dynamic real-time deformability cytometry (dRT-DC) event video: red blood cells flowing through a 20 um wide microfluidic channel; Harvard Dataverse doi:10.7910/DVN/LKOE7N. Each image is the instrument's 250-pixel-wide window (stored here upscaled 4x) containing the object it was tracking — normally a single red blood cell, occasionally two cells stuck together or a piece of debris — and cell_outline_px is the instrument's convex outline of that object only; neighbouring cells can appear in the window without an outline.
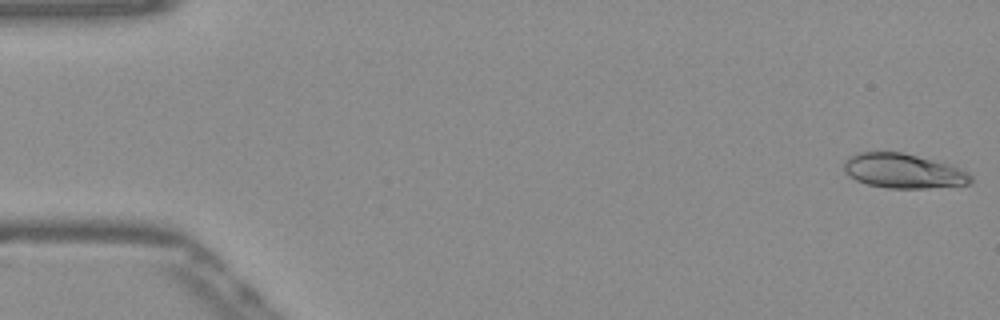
{"species": "Egyptian fruit bat (a non-hibernating species)", "species_latin": "Rousettus aegyptiacus", "temperature_condition": "warm", "stored_images_in_passage": 52, "camera_frame_rate_fps": 3000, "um_per_image_px": 0.085, "frame": {"image": 1, "passage_image": 1, "time_ms": 0.0, "image_size_px": [1000, 320], "cell_outline_px": [[972, 180], [968, 184], [928, 188], [888, 188], [868, 184], [856, 180], [848, 176], [844, 172], [844, 160], [848, 156], [860, 152], [900, 152], [932, 160], [968, 172], [972, 176]], "centroid_in_image_um": [76.71, 14.54], "position_along_channel_um": 8.3, "area_um2": 25.2}}
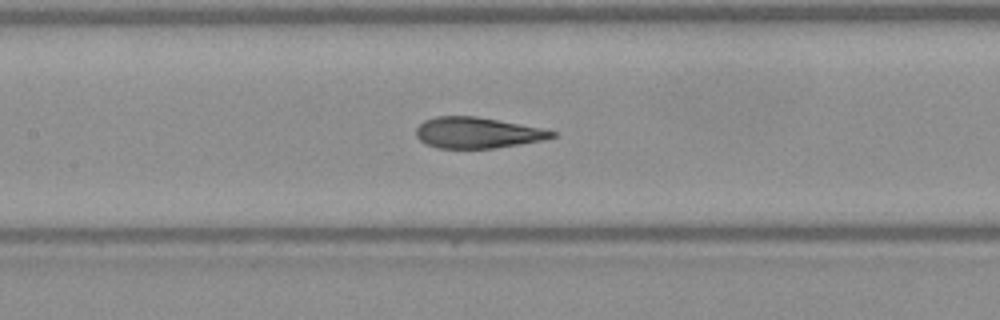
{"frame": {"image": 2, "passage_image": 24, "time_ms": 7.667, "image_size_px": [1000, 320], "cell_outline_px": [[556, 136], [544, 140], [496, 148], [436, 148], [424, 144], [416, 136], [416, 128], [424, 120], [436, 116], [476, 116], [520, 124], [540, 128], [556, 132]], "centroid_in_image_um": [40.54, 11.29], "position_along_channel_um": 166.9, "area_um2": 24.51}}
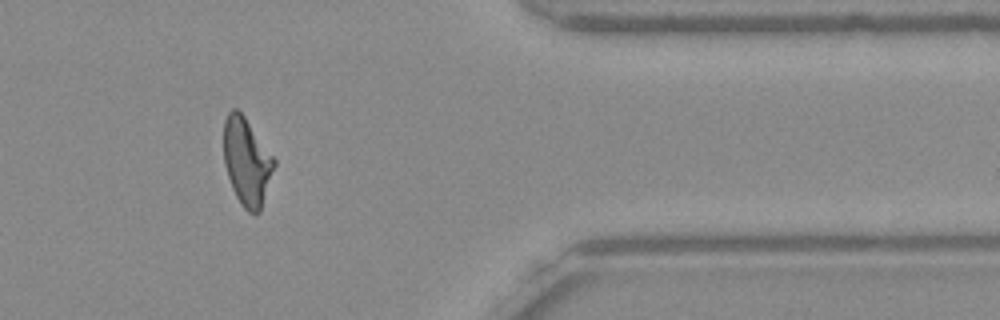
{"frame": {"image": 3, "passage_image": 43, "time_ms": 14.0, "image_size_px": [1000, 320], "cell_outline_px": [[276, 164], [260, 212], [248, 212], [240, 204], [232, 188], [224, 164], [224, 120], [228, 112], [232, 108], [236, 108], [244, 116], [276, 160]], "centroid_in_image_um": [20.97, 13.74], "position_along_channel_um": 390.4, "area_um2": 25.61}, "authors_computed_cell_mechanics": {"area_um2": 25.3164, "velocity_mm_per_s": 3.8971, "shape_relaxation_time_tau1_ms": 7.1914, "shape_relaxation_time_tau2_ms": 1.1619, "deformation_change_tau1": 0.2573, "deformation_change_tau2": 0.0964}}